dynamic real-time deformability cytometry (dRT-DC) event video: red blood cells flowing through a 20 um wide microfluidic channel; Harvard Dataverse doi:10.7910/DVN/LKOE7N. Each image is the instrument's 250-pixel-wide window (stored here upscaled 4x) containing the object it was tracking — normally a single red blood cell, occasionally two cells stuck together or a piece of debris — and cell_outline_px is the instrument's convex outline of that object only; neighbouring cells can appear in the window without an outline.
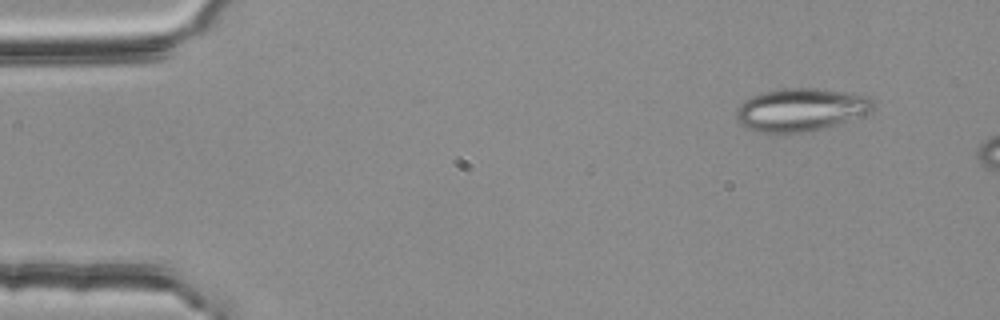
{"species": "common noctule bat (a hibernating species)", "species_latin": "Nyctalus noctula", "temperature_condition": "room temperature", "stored_images_in_passage": 8, "camera_frame_rate_fps": 3000, "um_per_image_px": 0.085, "animal": {"sex": "female", "body_mass_g": 25.1}, "frame": {"image": 1, "passage_image": 1, "time_ms": 0.0, "image_size_px": [1000, 320], "cell_outline_px": [[872, 108], [868, 112], [824, 128], [800, 132], [764, 132], [744, 128], [740, 124], [736, 116], [736, 108], [744, 100], [752, 96], [764, 92], [780, 88], [816, 88], [848, 92], [872, 96]], "centroid_in_image_um": [68.02, 9.3], "position_along_channel_um": 17.0, "area_um2": 33.87}}